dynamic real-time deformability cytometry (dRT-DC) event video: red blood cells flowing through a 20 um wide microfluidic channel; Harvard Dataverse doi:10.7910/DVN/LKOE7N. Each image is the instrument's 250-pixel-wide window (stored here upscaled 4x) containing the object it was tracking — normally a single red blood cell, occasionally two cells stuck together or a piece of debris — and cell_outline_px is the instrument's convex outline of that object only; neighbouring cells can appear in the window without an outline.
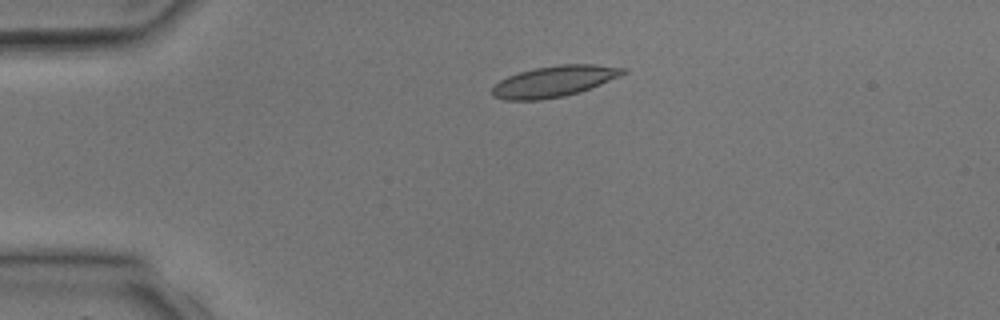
{"species": "common noctule bat (a hibernating species)", "species_latin": "Nyctalus noctula", "temperature_condition": "room temperature", "stored_images_in_passage": 5, "camera_frame_rate_fps": 3000, "um_per_image_px": 0.085, "animal": {"sex": "male", "body_mass_g": 17.9, "forearm_length_mm": 54.2}, "frame": {"image": 1, "passage_image": 5, "time_ms": 4.667, "image_size_px": [1000, 320], "cell_outline_px": [[628, 72], [620, 76], [580, 92], [564, 96], [540, 100], [504, 100], [492, 96], [492, 88], [500, 80], [508, 76], [520, 72], [536, 68], [560, 64], [596, 64], [628, 68]], "centroid_in_image_um": [47.13, 6.91], "position_along_channel_um": 37.9, "area_um2": 23.7}}